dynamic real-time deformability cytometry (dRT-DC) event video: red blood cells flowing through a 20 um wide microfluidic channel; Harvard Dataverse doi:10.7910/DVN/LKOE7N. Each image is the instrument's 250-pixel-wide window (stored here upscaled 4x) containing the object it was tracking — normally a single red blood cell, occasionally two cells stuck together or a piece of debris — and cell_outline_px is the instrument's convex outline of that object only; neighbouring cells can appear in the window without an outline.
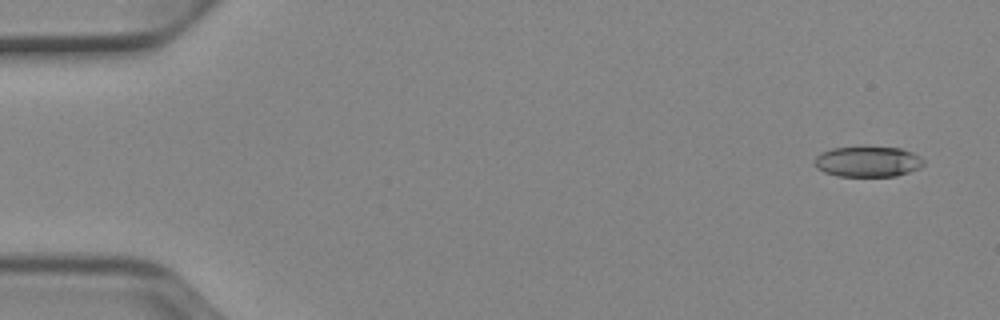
{"species": "Egyptian fruit bat (a non-hibernating species)", "species_latin": "Rousettus aegyptiacus", "temperature_condition": "cold", "stored_images_in_passage": 52, "camera_frame_rate_fps": 3000, "um_per_image_px": 0.085, "animal": {"sex": "female"}, "frame": {"image": 1, "passage_image": 3, "time_ms": 0.667, "image_size_px": [1000, 320], "cell_outline_px": [[924, 164], [920, 168], [896, 176], [836, 176], [824, 172], [816, 168], [816, 156], [820, 152], [832, 148], [864, 144], [900, 148], [912, 152], [920, 156], [924, 160]], "centroid_in_image_um": [73.76, 13.69], "position_along_channel_um": 11.2, "area_um2": 20.17}}
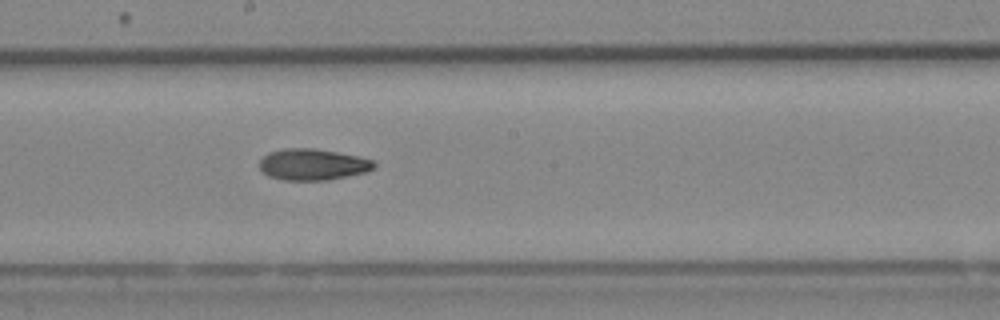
{"frame": {"image": 2, "passage_image": 29, "time_ms": 9.333, "image_size_px": [1000, 320], "cell_outline_px": [[376, 168], [368, 172], [328, 180], [284, 180], [268, 176], [260, 168], [260, 160], [268, 152], [284, 148], [316, 148], [356, 156], [372, 160], [376, 164]], "centroid_in_image_um": [26.59, 13.98], "position_along_channel_um": 221.6, "area_um2": 20.98}}
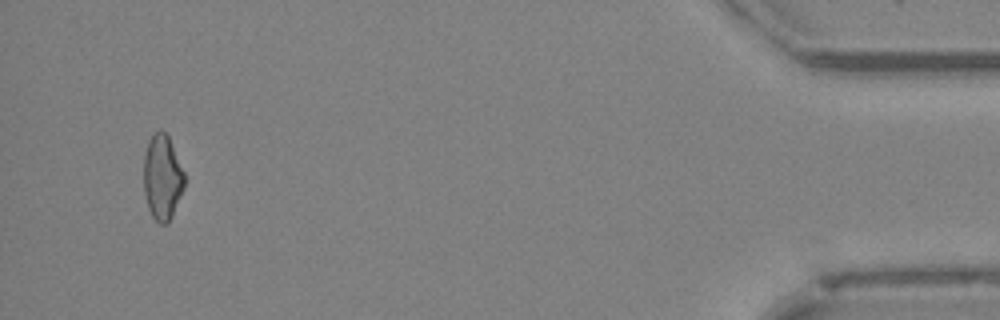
{"frame": {"image": 3, "passage_image": 50, "time_ms": 16.333, "image_size_px": [1000, 320], "cell_outline_px": [[184, 188], [172, 216], [168, 224], [160, 224], [152, 216], [148, 208], [144, 192], [144, 156], [148, 140], [152, 132], [164, 132], [168, 136], [184, 172]], "centroid_in_image_um": [13.79, 15.09], "position_along_channel_um": 421.4, "area_um2": 20.11}}